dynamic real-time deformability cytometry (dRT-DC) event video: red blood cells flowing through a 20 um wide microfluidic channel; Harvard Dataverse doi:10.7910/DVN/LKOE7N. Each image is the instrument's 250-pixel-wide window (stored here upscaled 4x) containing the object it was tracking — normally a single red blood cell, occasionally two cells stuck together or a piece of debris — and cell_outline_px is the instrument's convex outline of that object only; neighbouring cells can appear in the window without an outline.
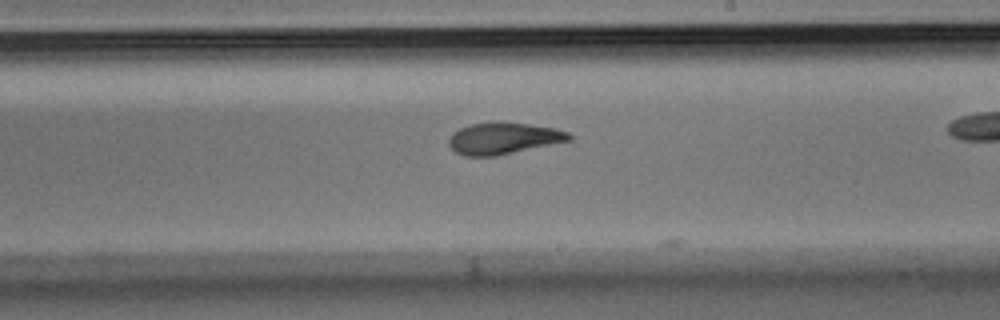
{"species": "Egyptian fruit bat (a non-hibernating species)", "species_latin": "Rousettus aegyptiacus", "temperature_condition": "room temperature", "stored_images_in_passage": 25, "camera_frame_rate_fps": 3000, "um_per_image_px": 0.085, "animal": {"sex": "male"}, "frame": {"image": 1, "passage_image": 24, "time_ms": 7.667, "image_size_px": [1000, 320], "cell_outline_px": [[572, 140], [496, 156], [464, 156], [456, 152], [448, 144], [448, 140], [452, 132], [460, 128], [472, 124], [528, 124], [556, 128], [568, 132], [572, 136]], "centroid_in_image_um": [42.8, 11.79], "position_along_channel_um": 246.2, "area_um2": 21.62}}